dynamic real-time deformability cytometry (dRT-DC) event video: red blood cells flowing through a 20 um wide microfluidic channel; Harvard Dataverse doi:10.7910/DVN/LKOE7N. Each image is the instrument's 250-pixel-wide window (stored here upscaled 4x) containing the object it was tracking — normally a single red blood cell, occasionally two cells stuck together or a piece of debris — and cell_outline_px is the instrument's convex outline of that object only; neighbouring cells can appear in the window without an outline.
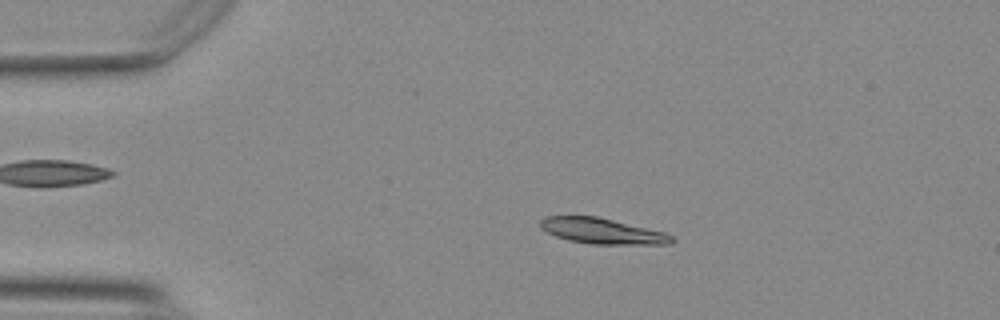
{"species": "Egyptian fruit bat (a non-hibernating species)", "species_latin": "Rousettus aegyptiacus", "temperature_condition": "warm", "stored_images_in_passage": 52, "camera_frame_rate_fps": 3000, "um_per_image_px": 0.085, "animal": {"sex": "female"}, "frame": {"image": 1, "passage_image": 10, "time_ms": 3.0, "image_size_px": [1000, 320], "cell_outline_px": [[676, 240], [668, 244], [592, 244], [568, 240], [556, 236], [540, 228], [540, 220], [548, 216], [596, 216], [664, 232], [672, 236]], "centroid_in_image_um": [51.17, 19.64], "position_along_channel_um": 33.8, "area_um2": 19.42}}
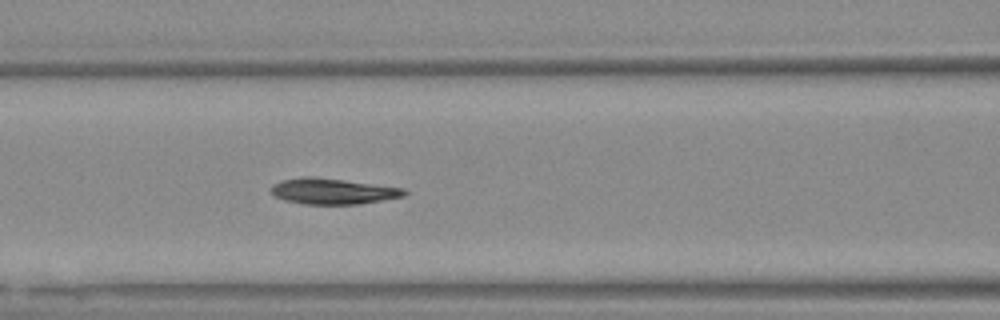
{"frame": {"image": 2, "passage_image": 22, "time_ms": 7.0, "image_size_px": [1000, 320], "cell_outline_px": [[408, 192], [404, 196], [356, 204], [304, 204], [284, 200], [272, 196], [272, 184], [284, 180], [304, 176], [308, 176], [404, 188]], "centroid_in_image_um": [28.24, 16.26], "position_along_channel_um": 138.4, "area_um2": 19.65}}
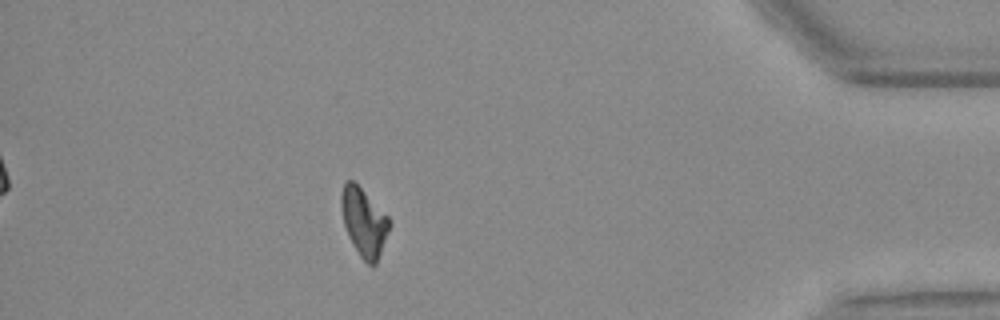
{"frame": {"image": 3, "passage_image": 47, "time_ms": 15.333, "image_size_px": [1000, 320], "cell_outline_px": [[392, 224], [376, 264], [368, 264], [360, 256], [348, 236], [344, 224], [340, 204], [340, 196], [344, 184], [348, 180], [352, 180], [388, 216]], "centroid_in_image_um": [30.94, 18.89], "position_along_channel_um": 404.3, "area_um2": 18.84}, "authors_computed_cell_mechanics": {"area_um2": 19.6231, "velocity_mm_per_s": 3.7373, "shape_relaxation_time_tau1_ms": null, "shape_relaxation_time_tau2_ms": 10.4007, "deformation_change_tau1": null, "deformation_change_tau2": 0.1562}}